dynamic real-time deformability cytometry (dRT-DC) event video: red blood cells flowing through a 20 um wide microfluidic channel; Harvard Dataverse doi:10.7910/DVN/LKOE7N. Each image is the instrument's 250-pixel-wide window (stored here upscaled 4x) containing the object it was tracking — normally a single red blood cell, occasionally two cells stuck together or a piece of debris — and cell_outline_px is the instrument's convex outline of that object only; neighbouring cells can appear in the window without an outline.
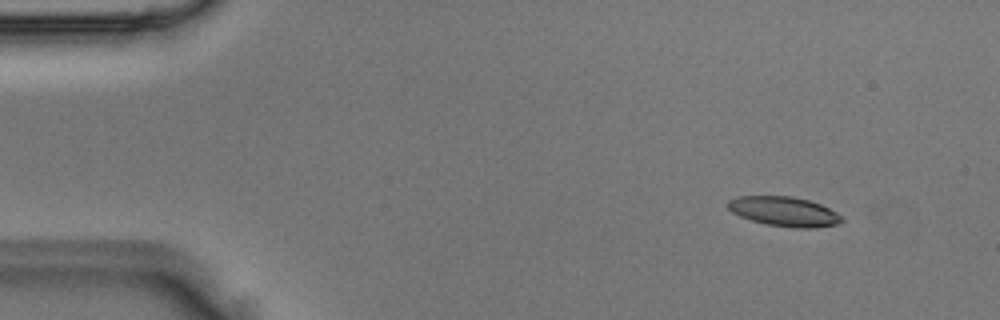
{"species": "Egyptian fruit bat (a non-hibernating species)", "species_latin": "Rousettus aegyptiacus", "temperature_condition": "room temperature", "stored_images_in_passage": 3, "camera_frame_rate_fps": 3000, "um_per_image_px": 0.085, "animal": {"sex": "male"}, "frame": {"image": 1, "passage_image": 1, "time_ms": 0.0, "image_size_px": [1000, 320], "cell_outline_px": [[844, 220], [836, 224], [816, 228], [796, 228], [768, 224], [752, 220], [740, 216], [732, 212], [724, 204], [728, 200], [736, 196], [792, 196], [808, 200], [820, 204], [836, 212]], "centroid_in_image_um": [66.61, 17.96], "position_along_channel_um": 18.4, "area_um2": 19.59}}